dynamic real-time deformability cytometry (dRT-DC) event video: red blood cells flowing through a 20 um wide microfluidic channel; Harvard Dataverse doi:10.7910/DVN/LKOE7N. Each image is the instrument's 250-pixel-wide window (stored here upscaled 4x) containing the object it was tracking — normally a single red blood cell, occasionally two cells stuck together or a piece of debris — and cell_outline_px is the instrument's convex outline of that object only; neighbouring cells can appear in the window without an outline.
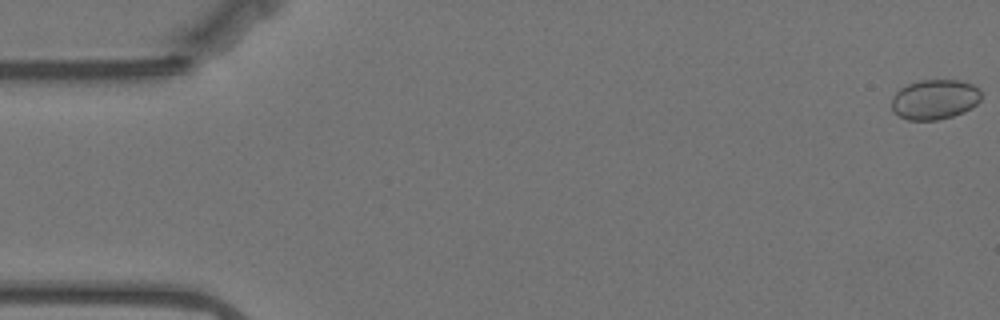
{"species": "Egyptian fruit bat (a non-hibernating species)", "species_latin": "Rousettus aegyptiacus", "temperature_condition": "warm", "stored_images_in_passage": 17, "camera_frame_rate_fps": 3000, "um_per_image_px": 0.085, "animal": {"sex": "female"}, "frame": {"image": 1, "passage_image": 1, "time_ms": 0.0, "image_size_px": [1000, 320], "cell_outline_px": [[980, 100], [972, 108], [964, 112], [952, 116], [936, 120], [908, 120], [892, 112], [892, 96], [900, 88], [908, 84], [920, 80], [960, 80], [972, 84], [980, 88]], "centroid_in_image_um": [79.44, 8.45], "position_along_channel_um": 5.6, "area_um2": 20.98}}